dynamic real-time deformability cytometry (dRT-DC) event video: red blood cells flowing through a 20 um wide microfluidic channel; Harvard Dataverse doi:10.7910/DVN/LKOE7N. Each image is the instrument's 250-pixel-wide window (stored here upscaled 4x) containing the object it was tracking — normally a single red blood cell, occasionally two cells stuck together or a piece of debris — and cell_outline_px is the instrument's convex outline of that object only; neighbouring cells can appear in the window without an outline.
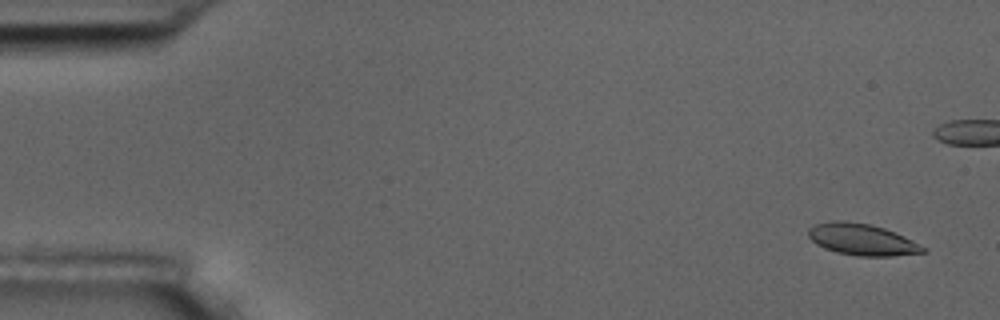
{"species": "common noctule bat (a hibernating species)", "species_latin": "Nyctalus noctula", "temperature_condition": "room temperature", "stored_images_in_passage": 5, "camera_frame_rate_fps": 3000, "um_per_image_px": 0.085, "animal": {"sex": "male", "body_mass_g": 17.5, "forearm_length_mm": 52.3}, "frame": {"image": 1, "passage_image": 1, "time_ms": 0.0, "image_size_px": [1000, 320], "cell_outline_px": [[928, 252], [892, 256], [856, 256], [836, 252], [824, 248], [816, 244], [808, 236], [808, 228], [816, 224], [832, 220], [844, 220], [872, 224], [896, 232], [928, 248]], "centroid_in_image_um": [73.29, 20.35], "position_along_channel_um": 11.7, "area_um2": 21.39}}